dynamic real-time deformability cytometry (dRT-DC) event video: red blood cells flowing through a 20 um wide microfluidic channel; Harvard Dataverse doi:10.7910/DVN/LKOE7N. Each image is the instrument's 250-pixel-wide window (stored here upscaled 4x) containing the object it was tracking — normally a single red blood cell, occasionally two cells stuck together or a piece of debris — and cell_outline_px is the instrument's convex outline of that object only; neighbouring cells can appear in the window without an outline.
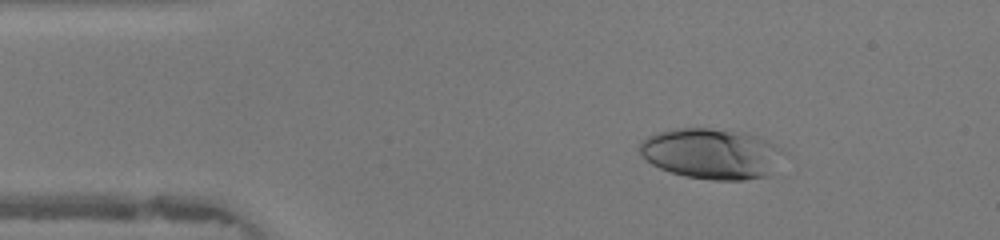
{"species": "human", "species_latin": "Homo sapiens", "temperature_condition": "warm", "stored_images_in_passage": 46, "camera_frame_rate_fps": 3000, "um_per_image_px": 0.085, "donor": {"sex": "female"}, "frame": {"image": 1, "passage_image": 7, "time_ms": 2.0, "image_size_px": [1000, 240], "cell_outline_px": [[788, 152], [768, 176], [744, 180], [712, 180], [684, 176], [660, 168], [652, 164], [640, 152], [640, 140], [656, 132], [676, 128], [708, 128], [744, 132], [768, 140], [784, 148]], "centroid_in_image_um": [60.54, 13.06], "position_along_channel_um": 24.5, "area_um2": 42.83}}
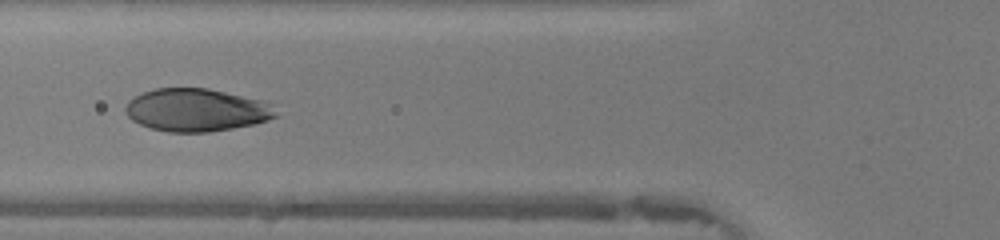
{"frame": {"image": 2, "passage_image": 17, "time_ms": 5.333, "image_size_px": [1000, 240], "cell_outline_px": [[280, 116], [268, 120], [252, 124], [232, 128], [208, 132], [168, 132], [152, 128], [140, 124], [132, 120], [124, 112], [124, 108], [128, 100], [144, 92], [156, 88], [208, 88], [260, 100], [272, 104]], "centroid_in_image_um": [16.7, 9.35], "position_along_channel_um": 109.1, "area_um2": 37.45}}
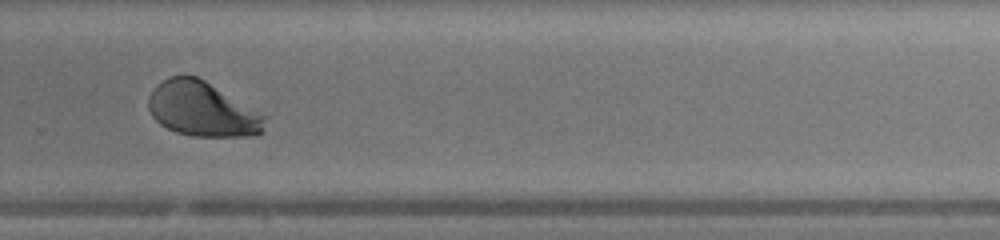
{"frame": {"image": 3, "passage_image": 31, "time_ms": 10.0, "image_size_px": [1000, 240], "cell_outline_px": [[272, 116], [264, 132], [260, 136], [192, 136], [176, 132], [160, 124], [152, 116], [148, 108], [148, 100], [156, 84], [168, 76], [196, 76], [204, 80]], "centroid_in_image_um": [17.32, 9.3], "position_along_channel_um": 312.5, "area_um2": 38.03}, "authors_computed_cell_mechanics": {"area_um2": 39.2462, "velocity_mm_per_s": 4.3711, "shape_relaxation_time_tau1_ms": 1.8085, "shape_relaxation_time_tau2_ms": null, "deformation_change_tau1": 0.1668, "deformation_change_tau2": null}}